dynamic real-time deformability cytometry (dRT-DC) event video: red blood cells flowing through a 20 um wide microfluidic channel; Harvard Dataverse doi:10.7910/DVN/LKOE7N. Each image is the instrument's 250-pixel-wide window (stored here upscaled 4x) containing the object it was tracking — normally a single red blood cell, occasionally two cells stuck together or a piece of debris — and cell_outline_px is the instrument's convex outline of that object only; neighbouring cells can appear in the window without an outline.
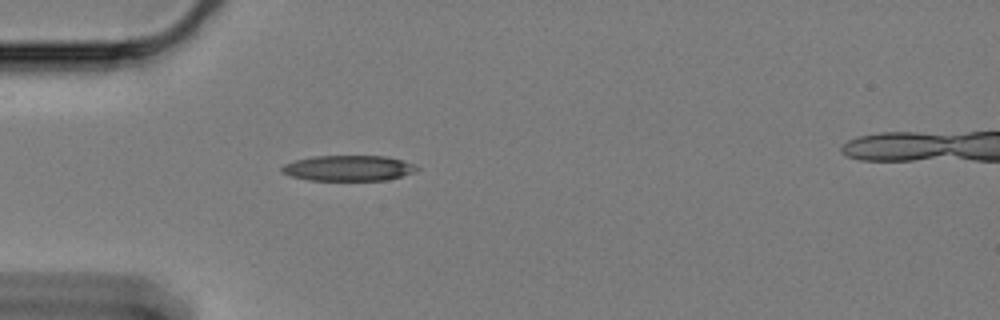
{"species": "Egyptian fruit bat (a non-hibernating species)", "species_latin": "Rousettus aegyptiacus", "temperature_condition": "cold", "stored_images_in_passage": 44, "camera_frame_rate_fps": 3000, "um_per_image_px": 0.085, "animal": {"sex": "female"}, "frame": {"image": 1, "passage_image": 1, "time_ms": 0.0, "image_size_px": [1000, 320], "cell_outline_px": [[420, 168], [416, 172], [388, 180], [308, 180], [292, 176], [280, 172], [280, 168], [284, 164], [296, 160], [312, 156], [384, 156], [400, 160], [412, 164]], "centroid_in_image_um": [29.6, 14.3], "position_along_channel_um": 55.4, "area_um2": 20.06}}
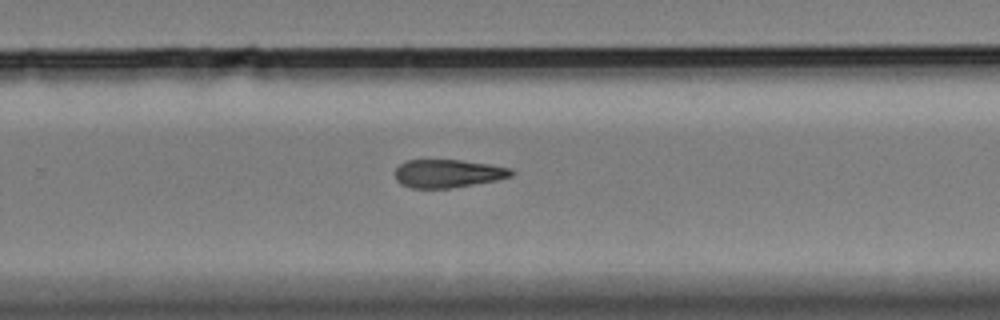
{"frame": {"image": 2, "passage_image": 23, "time_ms": 7.333, "image_size_px": [1000, 320], "cell_outline_px": [[516, 172], [512, 176], [496, 180], [452, 188], [412, 188], [400, 184], [396, 180], [396, 168], [400, 164], [408, 160], [460, 160], [488, 164], [512, 168]], "centroid_in_image_um": [38.09, 14.75], "position_along_channel_um": 291.7, "area_um2": 19.07}}
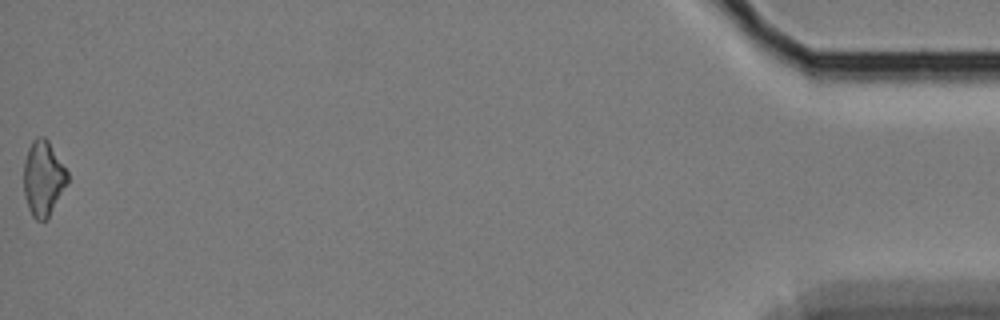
{"frame": {"image": 3, "passage_image": 44, "time_ms": 14.333, "image_size_px": [1000, 320], "cell_outline_px": [[68, 180], [48, 216], [44, 220], [36, 220], [32, 216], [28, 208], [24, 192], [24, 160], [28, 148], [32, 140], [36, 136], [44, 136], [48, 140], [68, 172]], "centroid_in_image_um": [3.65, 15.1], "position_along_channel_um": 431.6, "area_um2": 18.84}, "authors_computed_cell_mechanics": {"area_um2": 19.652, "velocity_mm_per_s": 3.3157, "shape_relaxation_time_tau1_ms": 10.8644, "shape_relaxation_time_tau2_ms": null, "deformation_change_tau1": 0.2011, "deformation_change_tau2": null}}